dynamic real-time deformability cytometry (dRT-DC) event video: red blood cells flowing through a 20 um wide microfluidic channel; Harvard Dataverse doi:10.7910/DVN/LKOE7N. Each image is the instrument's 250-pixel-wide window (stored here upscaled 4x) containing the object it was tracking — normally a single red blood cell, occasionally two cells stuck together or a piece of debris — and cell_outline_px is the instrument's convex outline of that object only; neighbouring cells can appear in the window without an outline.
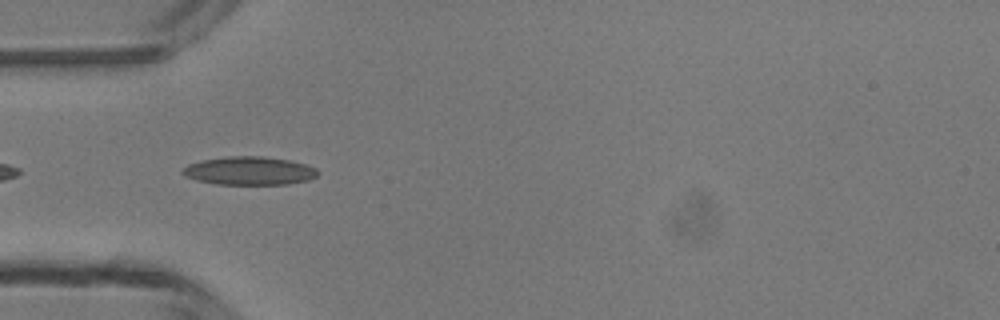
{"species": "common noctule bat (a hibernating species)", "species_latin": "Nyctalus noctula", "temperature_condition": "room temperature", "stored_images_in_passage": 35, "camera_frame_rate_fps": 3000, "um_per_image_px": 0.085, "animal": {"sex": "male", "body_mass_g": 13.3}, "frame": {"image": 1, "passage_image": 3, "time_ms": 0.667, "image_size_px": [1000, 320], "cell_outline_px": [[320, 172], [316, 176], [308, 180], [288, 184], [216, 184], [196, 180], [184, 176], [180, 172], [188, 164], [204, 160], [228, 156], [264, 156], [292, 160], [308, 164], [316, 168]], "centroid_in_image_um": [21.23, 14.51], "position_along_channel_um": 63.8, "area_um2": 22.48}}
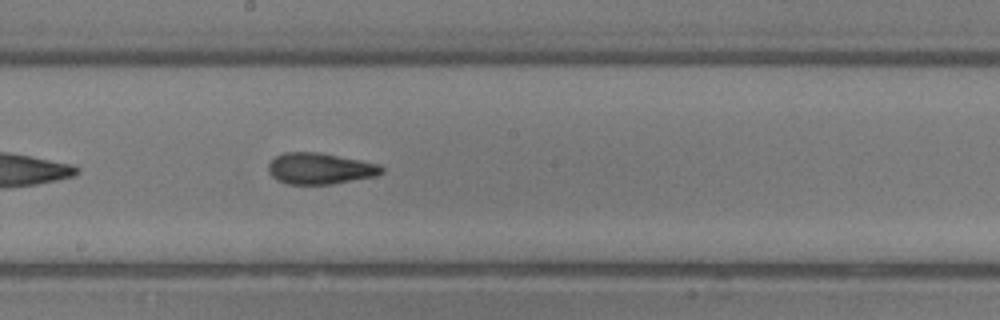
{"frame": {"image": 2, "passage_image": 14, "time_ms": 4.333, "image_size_px": [1000, 320], "cell_outline_px": [[384, 172], [376, 176], [332, 184], [288, 184], [276, 180], [268, 172], [268, 164], [276, 156], [284, 152], [316, 152], [360, 160], [380, 164], [384, 168]], "centroid_in_image_um": [27.2, 14.33], "position_along_channel_um": 221.0, "area_um2": 20.63}}
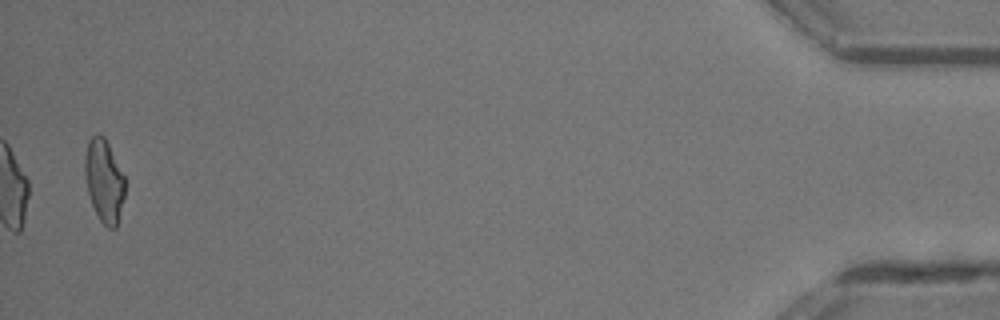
{"frame": {"image": 3, "passage_image": 35, "time_ms": 11.333, "image_size_px": [1000, 320], "cell_outline_px": [[124, 196], [116, 228], [108, 228], [100, 220], [92, 204], [88, 192], [84, 176], [84, 156], [88, 140], [96, 132], [104, 136], [124, 176]], "centroid_in_image_um": [8.82, 15.33], "position_along_channel_um": 426.4, "area_um2": 19.25}, "authors_computed_cell_mechanics": {"area_um2": 20.4034, "velocity_mm_per_s": 4.2785, "shape_relaxation_time_tau1_ms": 6.0051, "shape_relaxation_time_tau2_ms": 1.7179, "deformation_change_tau1": 0.1456, "deformation_change_tau2": 0.09}}